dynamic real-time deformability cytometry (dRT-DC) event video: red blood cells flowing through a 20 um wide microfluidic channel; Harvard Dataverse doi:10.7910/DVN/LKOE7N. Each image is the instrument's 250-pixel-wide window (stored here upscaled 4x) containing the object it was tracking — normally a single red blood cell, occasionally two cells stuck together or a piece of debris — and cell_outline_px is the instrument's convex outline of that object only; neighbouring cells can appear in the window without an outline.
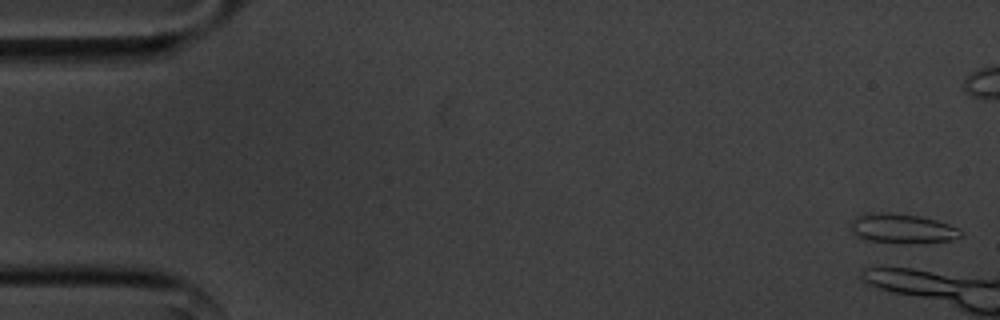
{"species": "common noctule bat (a hibernating species)", "species_latin": "Nyctalus noctula", "temperature_condition": "cold", "stored_images_in_passage": 4, "camera_frame_rate_fps": 3000, "um_per_image_px": 0.085, "animal": {"sex": "male", "body_mass_g": 20.1, "forearm_length_mm": 53.5}, "frame": {"image": 1, "passage_image": 2, "time_ms": 0.333, "image_size_px": [1000, 320], "cell_outline_px": [[964, 232], [960, 236], [952, 240], [864, 240], [852, 236], [848, 224], [856, 216], [880, 212], [888, 212], [920, 216], [936, 220], [948, 224]], "centroid_in_image_um": [76.57, 19.36], "position_along_channel_um": 8.4, "area_um2": 18.03}}